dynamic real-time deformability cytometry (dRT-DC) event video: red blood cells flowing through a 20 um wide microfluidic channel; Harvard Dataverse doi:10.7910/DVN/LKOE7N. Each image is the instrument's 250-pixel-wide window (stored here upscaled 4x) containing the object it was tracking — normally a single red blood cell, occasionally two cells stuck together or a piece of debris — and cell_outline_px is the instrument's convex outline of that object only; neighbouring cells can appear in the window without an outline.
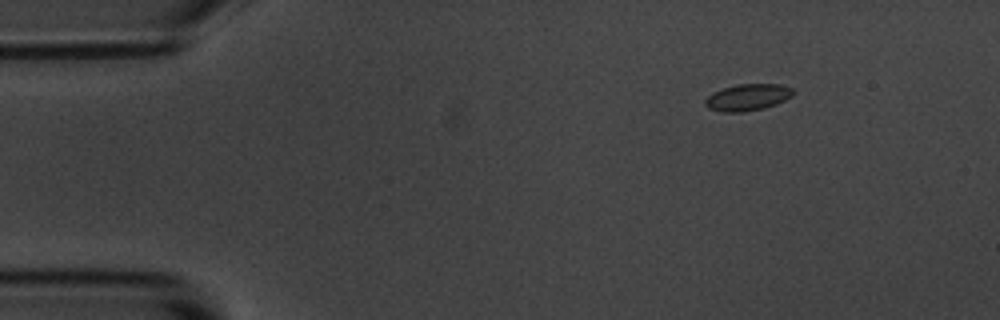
{"species": "common noctule bat (a hibernating species)", "species_latin": "Nyctalus noctula", "temperature_condition": "room temperature", "stored_images_in_passage": 6, "camera_frame_rate_fps": 3000, "um_per_image_px": 0.085, "animal": {"sex": "male", "body_mass_g": 20.1, "forearm_length_mm": 53.5}, "frame": {"image": 1, "passage_image": 1, "time_ms": 0.0, "image_size_px": [1000, 320], "cell_outline_px": [[796, 92], [792, 96], [776, 104], [764, 108], [740, 112], [724, 112], [708, 108], [704, 104], [704, 100], [712, 92], [724, 88], [740, 84], [780, 84], [792, 88]], "centroid_in_image_um": [63.56, 8.27], "position_along_channel_um": 21.4, "area_um2": 13.64}}
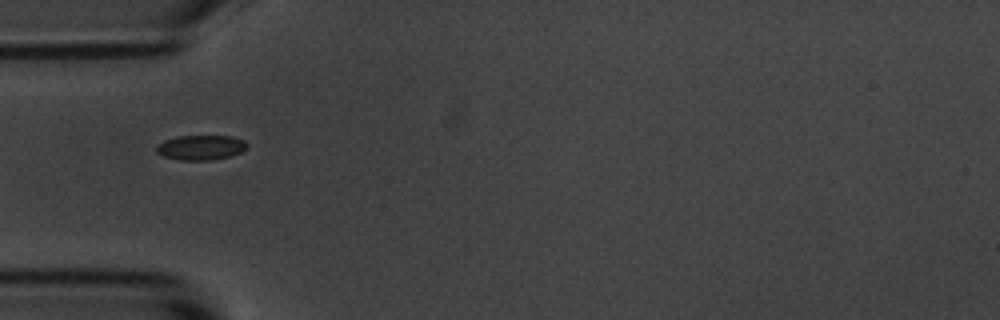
{"frame": {"image": 2, "passage_image": 4, "time_ms": 3.333, "image_size_px": [1000, 320], "cell_outline_px": [[248, 148], [240, 152], [228, 156], [208, 160], [180, 160], [164, 156], [156, 152], [156, 148], [164, 140], [176, 136], [232, 136], [244, 140], [248, 144]], "centroid_in_image_um": [17.08, 12.52], "position_along_channel_um": 67.9, "area_um2": 13.01}}
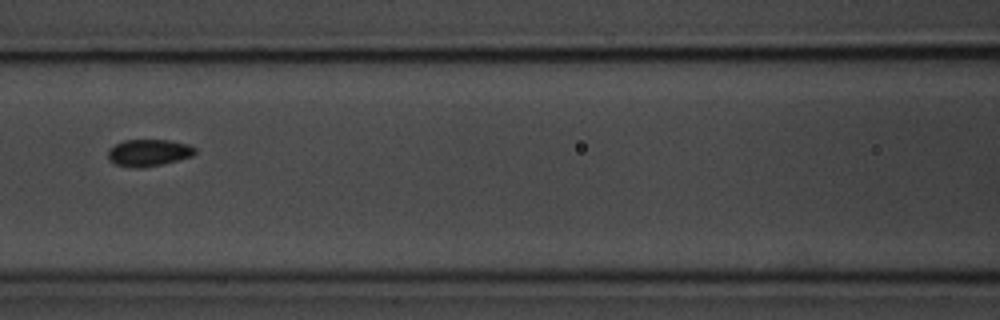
{"frame": {"image": 3, "passage_image": 6, "time_ms": 5.667, "image_size_px": [1000, 320], "cell_outline_px": [[196, 152], [192, 156], [160, 164], [140, 168], [136, 168], [116, 164], [108, 160], [108, 152], [116, 144], [124, 140], [168, 140], [188, 144], [196, 148]], "centroid_in_image_um": [12.64, 12.97], "position_along_channel_um": 154.0, "area_um2": 13.41}}